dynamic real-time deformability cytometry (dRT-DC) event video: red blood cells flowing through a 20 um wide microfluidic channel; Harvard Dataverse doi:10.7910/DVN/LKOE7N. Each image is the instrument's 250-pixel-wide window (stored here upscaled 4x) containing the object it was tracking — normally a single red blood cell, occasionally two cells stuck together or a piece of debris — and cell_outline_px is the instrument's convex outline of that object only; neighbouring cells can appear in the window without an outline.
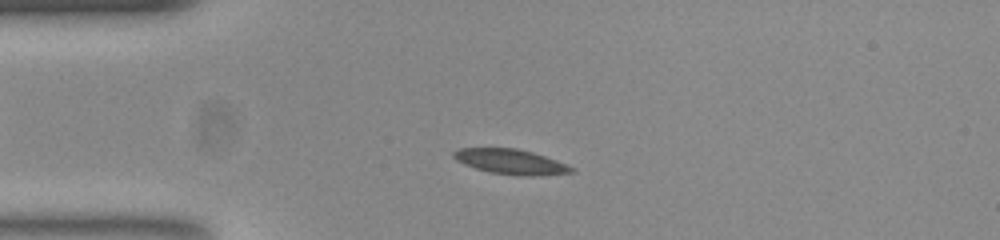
{"species": "common noctule bat (a hibernating species)", "species_latin": "Nyctalus noctula", "temperature_condition": "room temperature", "stored_images_in_passage": 50, "camera_frame_rate_fps": 3000, "um_per_image_px": 0.085, "animal": {"sex": "female", "body_mass_g": 23.0, "forearm_length_mm": 53.4}, "frame": {"image": 1, "passage_image": 10, "time_ms": 3.0, "image_size_px": [1000, 240], "cell_outline_px": [[576, 172], [540, 176], [520, 176], [488, 172], [464, 164], [456, 160], [452, 156], [452, 152], [460, 148], [516, 148], [532, 152], [556, 160], [576, 168]], "centroid_in_image_um": [43.44, 13.76], "position_along_channel_um": 41.6, "area_um2": 17.34}}
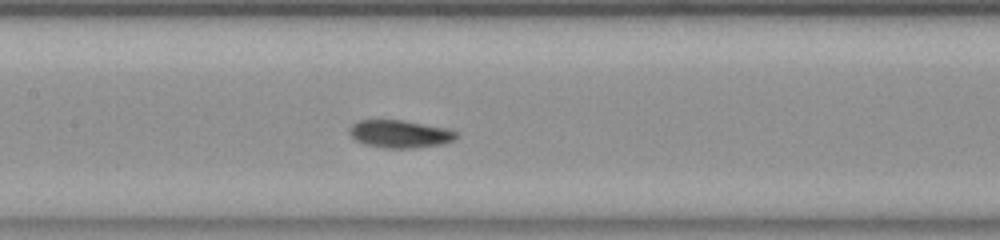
{"frame": {"image": 2, "passage_image": 22, "time_ms": 7.0, "image_size_px": [1000, 240], "cell_outline_px": [[460, 136], [456, 140], [444, 144], [412, 148], [384, 148], [364, 144], [356, 140], [348, 132], [348, 128], [352, 124], [360, 120], [404, 120], [448, 128], [460, 132]], "centroid_in_image_um": [34.06, 11.38], "position_along_channel_um": 173.3, "area_um2": 17.63}}
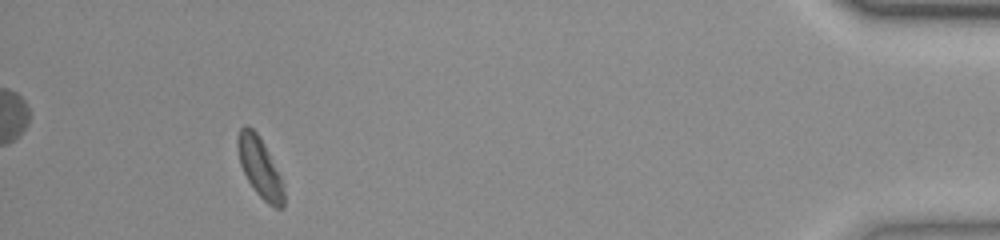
{"frame": {"image": 3, "passage_image": 46, "time_ms": 15.0, "image_size_px": [1000, 240], "cell_outline_px": [[284, 208], [276, 208], [268, 204], [256, 192], [248, 180], [240, 164], [236, 144], [236, 136], [240, 128], [244, 124], [248, 124], [256, 132], [264, 144], [280, 176], [284, 188]], "centroid_in_image_um": [22.06, 14.2], "position_along_channel_um": 413.1, "area_um2": 16.07}, "authors_computed_cell_mechanics": {"area_um2": 17.0221, "velocity_mm_per_s": 3.8558, "shape_relaxation_time_tau1_ms": 3.6583, "shape_relaxation_time_tau2_ms": 3.4912, "deformation_change_tau1": 0.1111, "deformation_change_tau2": 0.0576}}